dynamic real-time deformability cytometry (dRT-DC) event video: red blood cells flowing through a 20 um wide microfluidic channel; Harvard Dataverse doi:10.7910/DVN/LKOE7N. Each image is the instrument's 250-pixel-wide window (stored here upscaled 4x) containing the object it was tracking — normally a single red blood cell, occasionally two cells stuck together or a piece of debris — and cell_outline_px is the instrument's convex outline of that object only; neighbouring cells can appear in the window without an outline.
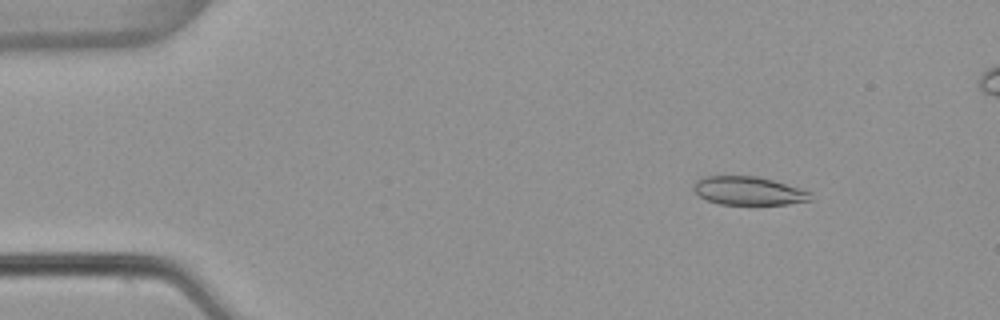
{"species": "common noctule bat (a hibernating species)", "species_latin": "Nyctalus noctula", "temperature_condition": "warm", "stored_images_in_passage": 54, "camera_frame_rate_fps": 3000, "um_per_image_px": 0.085, "animal": {"sex": "female", "body_mass_g": 22.7, "forearm_length_mm": 54.2}, "frame": {"image": 1, "passage_image": 7, "time_ms": 2.0, "image_size_px": [1000, 320], "cell_outline_px": [[812, 200], [788, 204], [720, 204], [708, 200], [700, 196], [692, 188], [692, 184], [696, 180], [704, 176], [756, 176], [772, 180], [800, 188], [812, 192]], "centroid_in_image_um": [63.63, 16.21], "position_along_channel_um": 21.4, "area_um2": 19.36}}
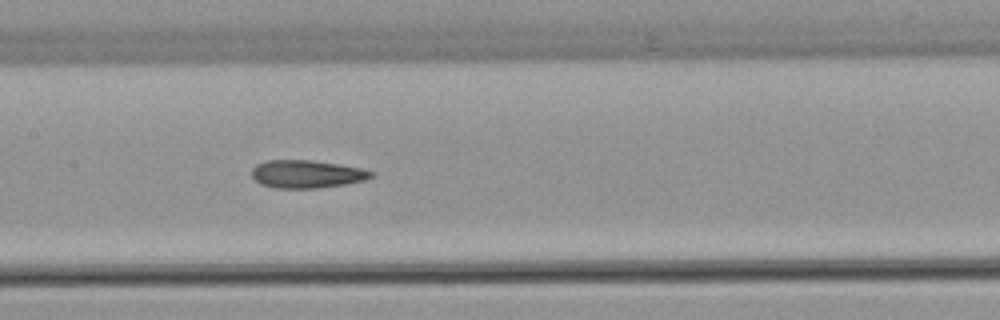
{"frame": {"image": 2, "passage_image": 26, "time_ms": 8.333, "image_size_px": [1000, 320], "cell_outline_px": [[376, 176], [364, 180], [344, 184], [316, 188], [276, 188], [260, 184], [252, 176], [252, 168], [256, 164], [268, 160], [308, 160], [336, 164], [360, 168], [372, 172]], "centroid_in_image_um": [26.04, 14.8], "position_along_channel_um": 181.4, "area_um2": 19.19}}
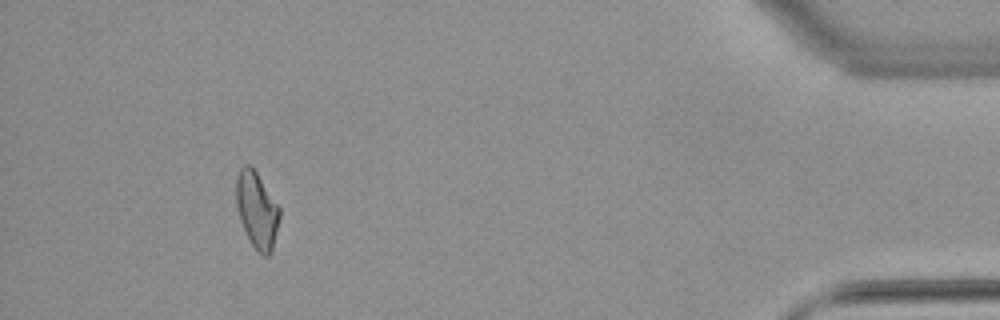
{"frame": {"image": 3, "passage_image": 49, "time_ms": 16.0, "image_size_px": [1000, 320], "cell_outline_px": [[280, 216], [272, 252], [268, 256], [264, 256], [252, 244], [240, 220], [236, 204], [236, 176], [240, 168], [244, 164], [248, 164], [256, 172], [280, 208]], "centroid_in_image_um": [21.83, 17.84], "position_along_channel_um": 413.4, "area_um2": 19.02}, "authors_computed_cell_mechanics": {"area_um2": 19.5364, "velocity_mm_per_s": 3.8684, "shape_relaxation_time_tau1_ms": null, "shape_relaxation_time_tau2_ms": 3.3229, "deformation_change_tau1": null, "deformation_change_tau2": 0.1237}}